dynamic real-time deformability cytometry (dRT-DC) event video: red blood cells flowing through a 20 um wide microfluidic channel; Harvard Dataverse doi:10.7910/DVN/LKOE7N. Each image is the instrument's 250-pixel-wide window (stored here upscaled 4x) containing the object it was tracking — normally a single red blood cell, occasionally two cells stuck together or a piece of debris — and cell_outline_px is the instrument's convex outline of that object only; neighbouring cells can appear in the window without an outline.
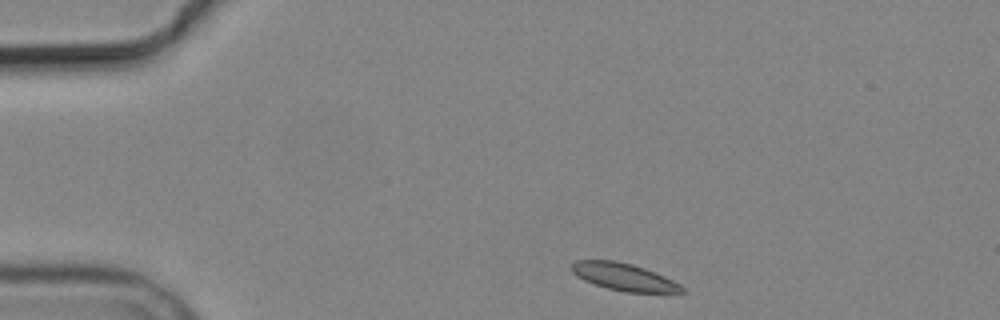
{"species": "common noctule bat (a hibernating species)", "species_latin": "Nyctalus noctula", "temperature_condition": "cold", "stored_images_in_passage": 3, "camera_frame_rate_fps": 3000, "um_per_image_px": 0.085, "animal": {"sex": "male", "body_mass_g": 19.2, "forearm_length_mm": 51.8}, "frame": {"image": 1, "passage_image": 1, "time_ms": 0.0, "image_size_px": [1000, 320], "cell_outline_px": [[688, 292], [624, 292], [608, 288], [584, 280], [576, 276], [568, 268], [576, 260], [616, 260], [632, 264], [644, 268], [664, 276], [680, 284]], "centroid_in_image_um": [53.0, 23.52], "position_along_channel_um": 32.0, "area_um2": 17.51}}